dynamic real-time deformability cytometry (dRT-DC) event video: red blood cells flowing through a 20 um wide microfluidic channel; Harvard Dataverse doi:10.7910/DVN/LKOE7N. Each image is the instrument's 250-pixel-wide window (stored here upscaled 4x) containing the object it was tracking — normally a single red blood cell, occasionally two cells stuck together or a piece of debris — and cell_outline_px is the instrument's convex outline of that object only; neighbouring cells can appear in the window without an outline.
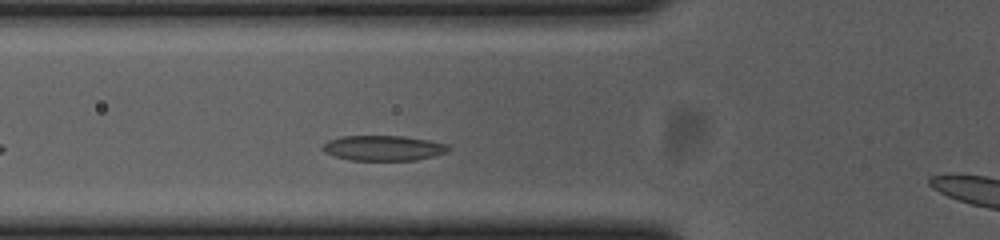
{"species": "common noctule bat (a hibernating species)", "species_latin": "Nyctalus noctula", "temperature_condition": "cold", "stored_images_in_passage": 32, "camera_frame_rate_fps": 3000, "um_per_image_px": 0.085, "animal": {"sex": "female", "body_mass_g": 23.0, "forearm_length_mm": 53.4}, "frame": {"image": 1, "passage_image": 8, "time_ms": 2.333, "image_size_px": [1000, 240], "cell_outline_px": [[448, 152], [416, 160], [348, 160], [324, 152], [320, 148], [328, 140], [340, 136], [404, 136], [428, 140], [448, 144]], "centroid_in_image_um": [32.55, 12.58], "position_along_channel_um": 93.2, "area_um2": 18.44}}
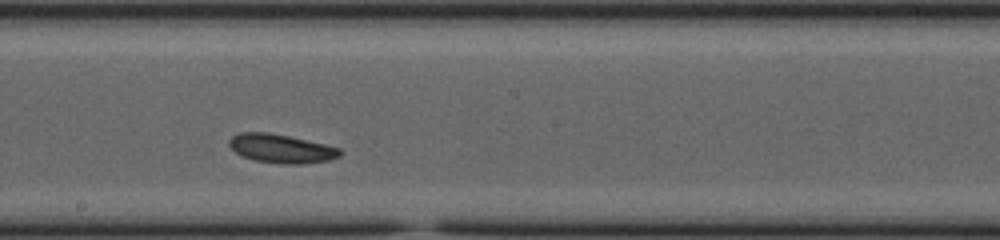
{"frame": {"image": 2, "passage_image": 19, "time_ms": 6.0, "image_size_px": [1000, 240], "cell_outline_px": [[344, 152], [340, 156], [328, 160], [300, 164], [280, 164], [256, 160], [244, 156], [236, 152], [228, 144], [228, 140], [232, 136], [240, 132], [268, 132], [288, 136], [324, 144], [340, 148]], "centroid_in_image_um": [23.91, 12.62], "position_along_channel_um": 224.3, "area_um2": 18.44}}
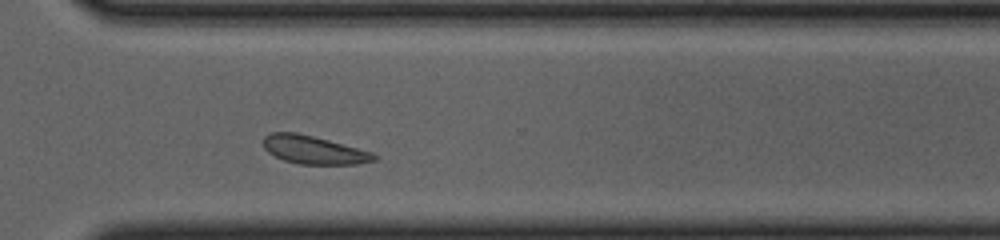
{"frame": {"image": 3, "passage_image": 29, "time_ms": 9.333, "image_size_px": [1000, 240], "cell_outline_px": [[376, 160], [356, 164], [300, 164], [284, 160], [268, 152], [264, 148], [264, 136], [268, 132], [296, 132], [328, 140], [372, 152], [376, 156]], "centroid_in_image_um": [26.63, 12.73], "position_along_channel_um": 344.0, "area_um2": 17.98}}